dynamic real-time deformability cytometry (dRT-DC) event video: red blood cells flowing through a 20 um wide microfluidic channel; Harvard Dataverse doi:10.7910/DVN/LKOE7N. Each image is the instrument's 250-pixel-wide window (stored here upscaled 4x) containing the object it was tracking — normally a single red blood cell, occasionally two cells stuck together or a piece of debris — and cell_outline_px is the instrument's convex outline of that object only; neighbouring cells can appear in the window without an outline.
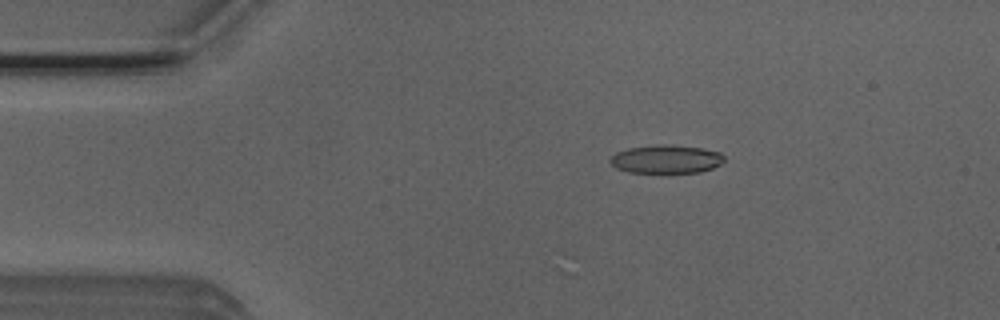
{"species": "Egyptian fruit bat (a non-hibernating species)", "species_latin": "Rousettus aegyptiacus", "temperature_condition": "room temperature", "stored_images_in_passage": 8, "camera_frame_rate_fps": 3000, "um_per_image_px": 0.085, "animal": {"sex": "male"}, "frame": {"image": 1, "passage_image": 3, "time_ms": 0.667, "image_size_px": [1000, 320], "cell_outline_px": [[724, 160], [720, 164], [712, 168], [700, 172], [628, 172], [616, 168], [608, 160], [616, 152], [628, 148], [656, 144], [672, 144], [704, 148], [720, 152], [724, 156]], "centroid_in_image_um": [56.63, 13.51], "position_along_channel_um": 28.4, "area_um2": 18.96}}
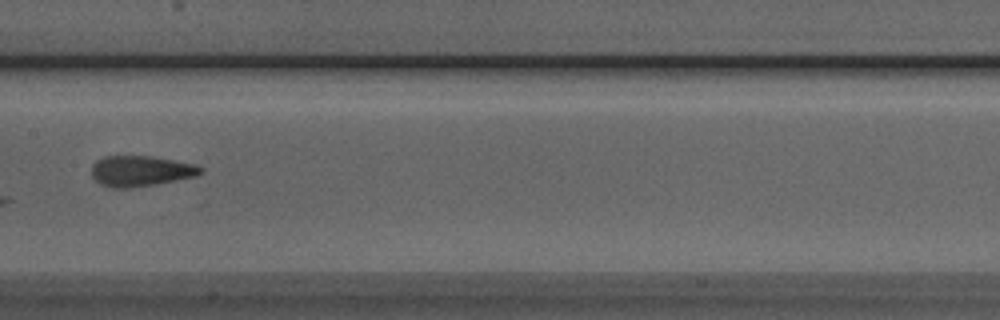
{"frame": {"image": 2, "passage_image": 7, "time_ms": 2.0, "image_size_px": [1000, 320], "cell_outline_px": [[204, 172], [196, 176], [156, 184], [128, 188], [108, 188], [100, 184], [92, 176], [92, 164], [96, 160], [104, 156], [152, 156], [196, 164], [204, 168]], "centroid_in_image_um": [11.97, 14.53], "position_along_channel_um": 195.4, "area_um2": 19.65}}